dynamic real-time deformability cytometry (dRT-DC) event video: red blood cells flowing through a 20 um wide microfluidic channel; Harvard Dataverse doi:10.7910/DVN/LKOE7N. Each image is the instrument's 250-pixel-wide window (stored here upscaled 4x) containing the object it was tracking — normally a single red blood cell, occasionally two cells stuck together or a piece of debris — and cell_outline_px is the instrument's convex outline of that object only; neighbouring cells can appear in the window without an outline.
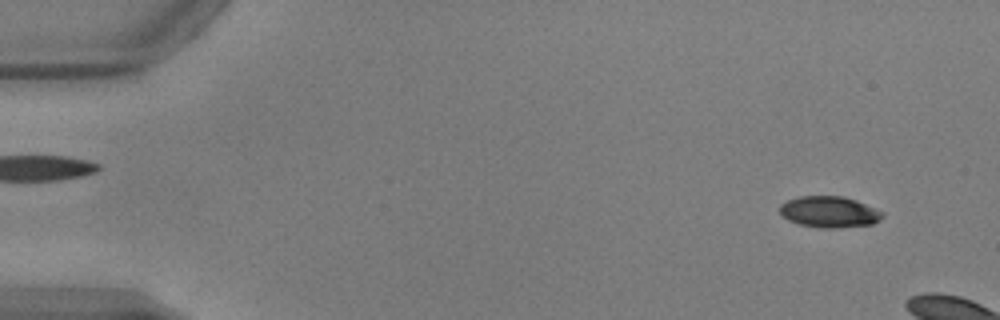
{"species": "common noctule bat (a hibernating species)", "species_latin": "Nyctalus noctula", "temperature_condition": "warm", "stored_images_in_passage": 10, "camera_frame_rate_fps": 3000, "um_per_image_px": 0.085, "animal": {"sex": "male", "body_mass_g": 17.9, "forearm_length_mm": 54.2}, "frame": {"image": 1, "passage_image": 4, "time_ms": 1.0, "image_size_px": [1000, 320], "cell_outline_px": [[884, 216], [880, 220], [872, 224], [836, 228], [820, 228], [800, 224], [788, 220], [780, 212], [780, 204], [788, 200], [800, 196], [844, 196], [856, 200], [884, 212]], "centroid_in_image_um": [70.51, 18.01], "position_along_channel_um": 14.5, "area_um2": 18.67}}